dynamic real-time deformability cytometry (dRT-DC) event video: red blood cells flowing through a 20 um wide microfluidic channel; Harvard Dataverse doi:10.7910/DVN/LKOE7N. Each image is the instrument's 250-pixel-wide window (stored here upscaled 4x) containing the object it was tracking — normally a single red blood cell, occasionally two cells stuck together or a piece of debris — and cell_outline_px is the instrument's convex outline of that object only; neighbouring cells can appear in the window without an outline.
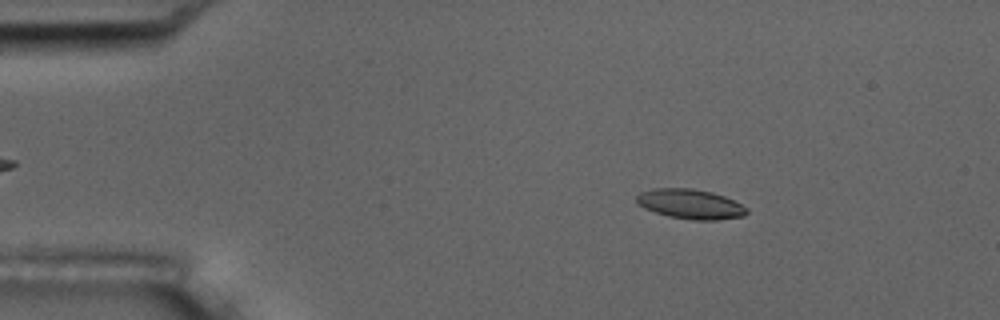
{"species": "common noctule bat (a hibernating species)", "species_latin": "Nyctalus noctula", "temperature_condition": "room temperature", "stored_images_in_passage": 5, "camera_frame_rate_fps": 3000, "um_per_image_px": 0.085, "animal": {"sex": "male", "body_mass_g": 17.5, "forearm_length_mm": 52.3}, "frame": {"image": 1, "passage_image": 2, "time_ms": 1.333, "image_size_px": [1000, 320], "cell_outline_px": [[748, 212], [744, 216], [716, 220], [696, 220], [668, 216], [644, 208], [636, 204], [636, 196], [640, 192], [652, 188], [692, 188], [712, 192], [724, 196], [748, 208]], "centroid_in_image_um": [58.66, 17.34], "position_along_channel_um": 26.3, "area_um2": 19.13}}